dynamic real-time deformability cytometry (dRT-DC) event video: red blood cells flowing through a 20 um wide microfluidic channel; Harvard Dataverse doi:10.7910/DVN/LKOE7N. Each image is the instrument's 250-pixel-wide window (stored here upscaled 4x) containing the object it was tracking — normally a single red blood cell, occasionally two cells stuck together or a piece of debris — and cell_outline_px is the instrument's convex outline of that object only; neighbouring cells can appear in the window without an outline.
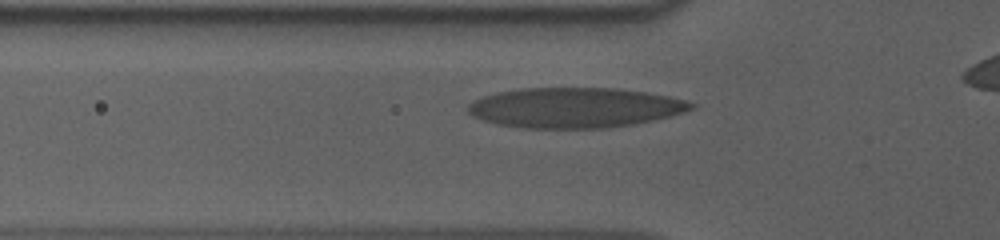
{"species": "human", "species_latin": "Homo sapiens", "temperature_condition": "cold", "stored_images_in_passage": 35, "camera_frame_rate_fps": 3000, "um_per_image_px": 0.085, "donor": {"sex": "male"}, "frame": {"image": 1, "passage_image": 7, "time_ms": 2.0, "image_size_px": [1000, 240], "cell_outline_px": [[696, 108], [684, 112], [636, 124], [608, 128], [520, 128], [496, 124], [472, 116], [468, 112], [468, 104], [472, 100], [496, 92], [524, 88], [616, 88], [644, 92], [668, 96], [684, 100], [696, 104]], "centroid_in_image_um": [48.84, 9.15], "position_along_channel_um": 77.0, "area_um2": 52.31}}
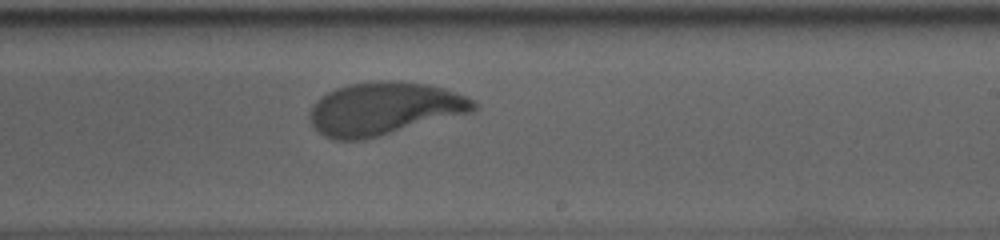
{"frame": {"image": 2, "passage_image": 22, "time_ms": 7.0, "image_size_px": [1000, 240], "cell_outline_px": [[476, 108], [472, 112], [364, 140], [332, 140], [324, 136], [308, 120], [308, 112], [316, 100], [328, 92], [336, 88], [348, 84], [376, 80], [392, 80], [428, 84], [444, 88], [476, 100]], "centroid_in_image_um": [32.63, 9.23], "position_along_channel_um": 256.4, "area_um2": 50.69}}
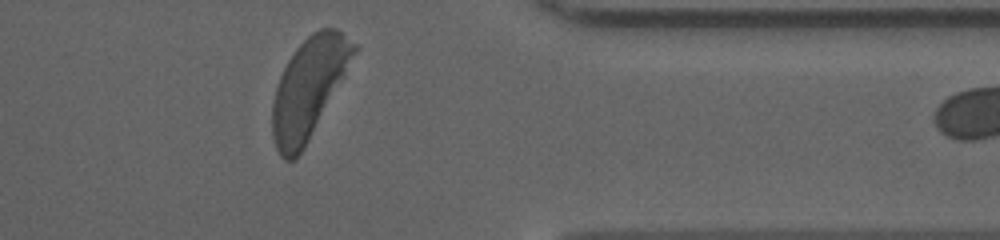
{"frame": {"image": 3, "passage_image": 34, "time_ms": 11.0, "image_size_px": [1000, 240], "cell_outline_px": [[360, 48], [304, 148], [296, 160], [284, 160], [280, 156], [276, 148], [272, 136], [272, 104], [276, 88], [280, 76], [288, 60], [296, 48], [312, 32], [320, 28], [336, 28], [356, 44]], "centroid_in_image_um": [26.25, 7.48], "position_along_channel_um": 385.2, "area_um2": 47.16}}